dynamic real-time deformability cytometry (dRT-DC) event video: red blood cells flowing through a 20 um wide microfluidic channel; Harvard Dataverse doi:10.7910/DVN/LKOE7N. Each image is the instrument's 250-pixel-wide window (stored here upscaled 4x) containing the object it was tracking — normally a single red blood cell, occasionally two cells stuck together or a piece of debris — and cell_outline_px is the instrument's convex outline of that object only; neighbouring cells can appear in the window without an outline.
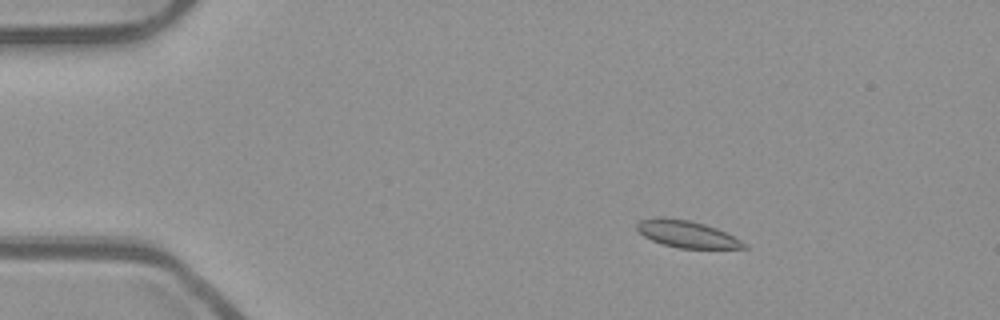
{"species": "common noctule bat (a hibernating species)", "species_latin": "Nyctalus noctula", "temperature_condition": "room temperature", "stored_images_in_passage": 55, "camera_frame_rate_fps": 3000, "um_per_image_px": 0.085, "animal": {"sex": "male", "body_mass_g": 23.1, "forearm_length_mm": 52.7}, "frame": {"image": 1, "passage_image": 10, "time_ms": 3.0, "image_size_px": [1000, 320], "cell_outline_px": [[748, 248], [680, 248], [664, 244], [652, 240], [644, 236], [636, 228], [636, 224], [640, 220], [660, 216], [664, 216], [688, 220], [704, 224], [716, 228], [748, 244]], "centroid_in_image_um": [58.36, 19.88], "position_along_channel_um": 26.6, "area_um2": 16.65}}
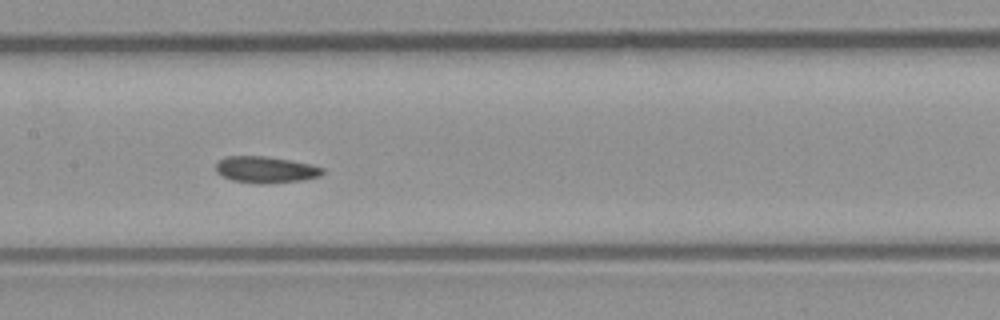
{"frame": {"image": 2, "passage_image": 28, "time_ms": 9.0, "image_size_px": [1000, 320], "cell_outline_px": [[324, 172], [320, 176], [304, 180], [264, 184], [256, 184], [232, 180], [216, 172], [216, 164], [220, 160], [228, 156], [268, 156], [312, 164], [324, 168]], "centroid_in_image_um": [22.62, 14.42], "position_along_channel_um": 184.8, "area_um2": 16.59}}
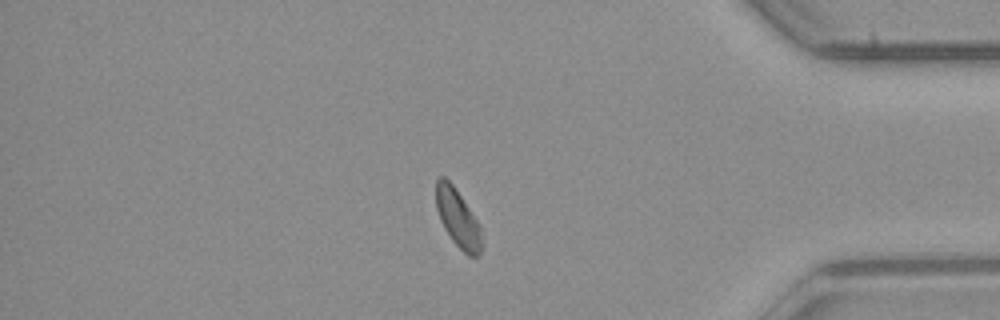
{"frame": {"image": 3, "passage_image": 47, "time_ms": 15.333, "image_size_px": [1000, 320], "cell_outline_px": [[480, 256], [468, 256], [452, 240], [444, 228], [440, 220], [436, 208], [436, 180], [440, 176], [444, 176], [452, 184], [480, 224]], "centroid_in_image_um": [38.89, 18.53], "position_along_channel_um": 396.3, "area_um2": 15.14}, "authors_computed_cell_mechanics": {"area_um2": 16.5886, "velocity_mm_per_s": 3.8339, "shape_relaxation_time_tau1_ms": 4.4111, "shape_relaxation_time_tau2_ms": 7.1825, "deformation_change_tau1": 0.071, "deformation_change_tau2": 0.0862}}